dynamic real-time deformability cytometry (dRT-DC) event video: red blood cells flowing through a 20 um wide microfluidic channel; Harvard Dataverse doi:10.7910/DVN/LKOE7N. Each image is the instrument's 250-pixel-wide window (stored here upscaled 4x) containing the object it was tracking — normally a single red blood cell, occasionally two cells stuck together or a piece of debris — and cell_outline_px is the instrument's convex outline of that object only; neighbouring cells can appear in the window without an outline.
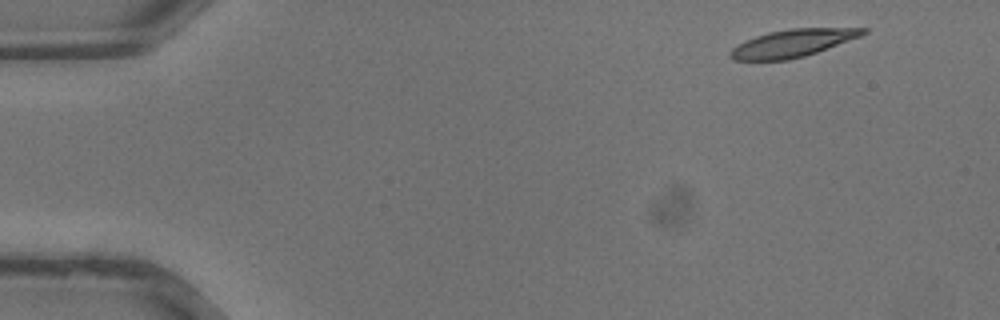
{"species": "common noctule bat (a hibernating species)", "species_latin": "Nyctalus noctula", "temperature_condition": "warm", "stored_images_in_passage": 33, "camera_frame_rate_fps": 3000, "um_per_image_px": 0.085, "animal": {"sex": "male", "body_mass_g": 13.3}, "frame": {"image": 1, "passage_image": 1, "time_ms": 0.0, "image_size_px": [1000, 320], "cell_outline_px": [[868, 32], [860, 36], [816, 52], [804, 56], [788, 60], [732, 60], [728, 56], [728, 52], [736, 44], [756, 36], [768, 32], [792, 28], [868, 28]], "centroid_in_image_um": [67.31, 3.67], "position_along_channel_um": 17.7, "area_um2": 21.21}}
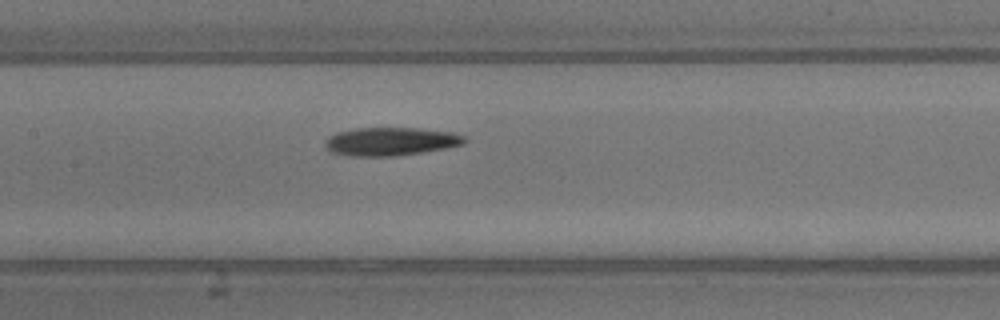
{"frame": {"image": 2, "passage_image": 15, "time_ms": 4.667, "image_size_px": [1000, 320], "cell_outline_px": [[468, 140], [464, 144], [448, 148], [396, 156], [348, 156], [332, 152], [324, 148], [324, 140], [328, 136], [336, 132], [356, 128], [420, 128], [452, 132], [464, 136]], "centroid_in_image_um": [33.19, 12.02], "position_along_channel_um": 174.2, "area_um2": 23.29}}
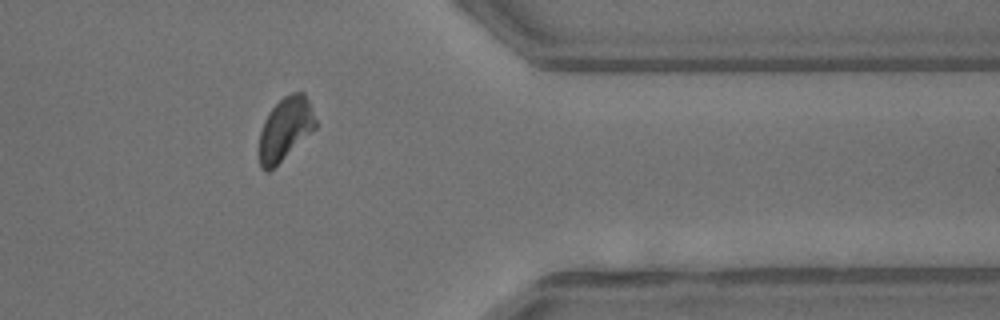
{"frame": {"image": 3, "passage_image": 27, "time_ms": 8.667, "image_size_px": [1000, 320], "cell_outline_px": [[316, 128], [268, 172], [264, 172], [260, 168], [256, 152], [260, 132], [264, 120], [268, 112], [284, 96], [292, 92], [304, 92], [308, 100], [316, 120]], "centroid_in_image_um": [24.18, 10.98], "position_along_channel_um": 387.2, "area_um2": 20.87}}